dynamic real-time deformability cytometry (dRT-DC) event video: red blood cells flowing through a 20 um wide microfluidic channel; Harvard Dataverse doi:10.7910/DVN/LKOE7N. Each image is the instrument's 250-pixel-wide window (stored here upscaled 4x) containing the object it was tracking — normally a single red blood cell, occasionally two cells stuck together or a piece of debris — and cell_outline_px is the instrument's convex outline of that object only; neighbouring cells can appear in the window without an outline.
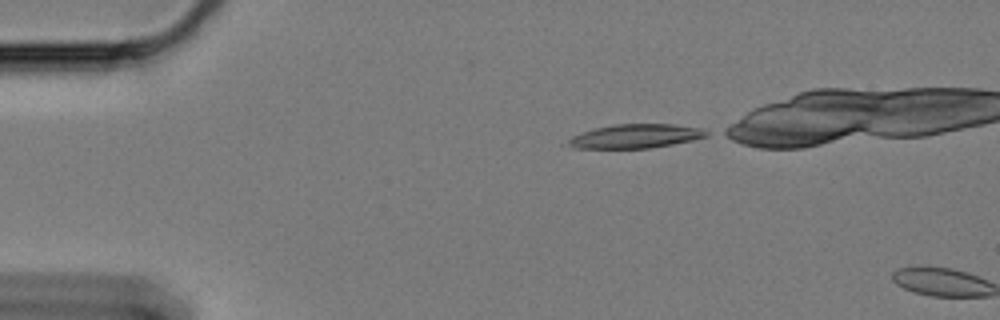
{"species": "Egyptian fruit bat (a non-hibernating species)", "species_latin": "Rousettus aegyptiacus", "temperature_condition": "cold", "stored_images_in_passage": 2, "camera_frame_rate_fps": 3000, "um_per_image_px": 0.085, "animal": {"sex": "female"}, "frame": {"image": 1, "passage_image": 1, "time_ms": 0.0, "image_size_px": [1000, 320], "cell_outline_px": [[708, 136], [692, 140], [672, 144], [648, 148], [576, 148], [568, 144], [568, 140], [572, 136], [596, 128], [616, 124], [676, 124], [700, 128], [708, 132]], "centroid_in_image_um": [54.06, 11.57], "position_along_channel_um": 30.9, "area_um2": 19.02}}